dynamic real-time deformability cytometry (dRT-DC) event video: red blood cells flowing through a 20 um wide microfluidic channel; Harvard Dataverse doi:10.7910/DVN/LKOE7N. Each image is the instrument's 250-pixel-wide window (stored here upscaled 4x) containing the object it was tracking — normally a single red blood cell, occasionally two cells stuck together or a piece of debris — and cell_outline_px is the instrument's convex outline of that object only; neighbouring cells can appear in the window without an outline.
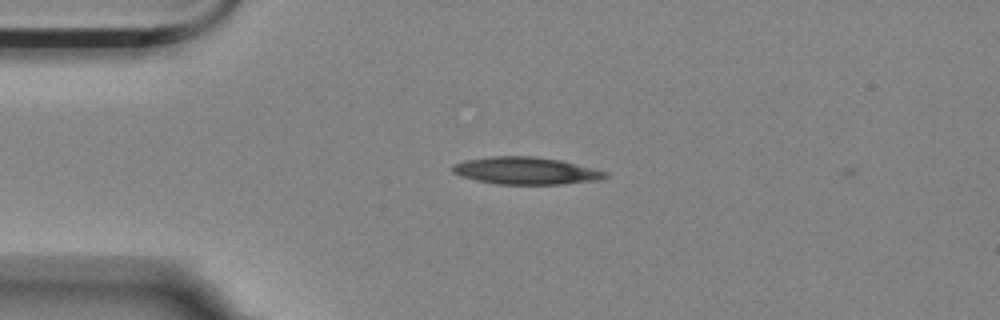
{"species": "Egyptian fruit bat (a non-hibernating species)", "species_latin": "Rousettus aegyptiacus", "temperature_condition": "room temperature", "stored_images_in_passage": 47, "camera_frame_rate_fps": 3000, "um_per_image_px": 0.085, "animal": {"sex": "female"}, "frame": {"image": 1, "passage_image": 4, "time_ms": 1.0, "image_size_px": [1000, 320], "cell_outline_px": [[608, 176], [596, 180], [564, 184], [496, 184], [476, 180], [460, 176], [452, 172], [452, 164], [468, 160], [492, 156], [536, 156], [560, 160], [608, 172]], "centroid_in_image_um": [44.67, 14.51], "position_along_channel_um": 40.3, "area_um2": 24.16}}
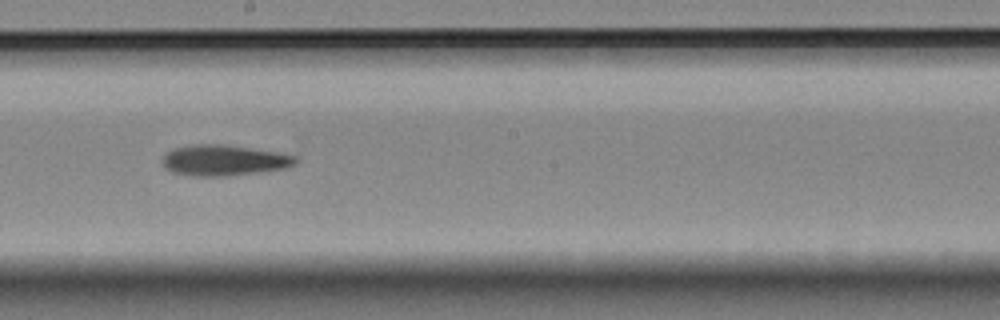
{"frame": {"image": 2, "passage_image": 22, "time_ms": 7.0, "image_size_px": [1000, 320], "cell_outline_px": [[300, 160], [296, 164], [288, 168], [224, 176], [196, 176], [172, 172], [164, 168], [164, 156], [172, 148], [192, 144], [224, 144], [276, 152], [296, 156]], "centroid_in_image_um": [19.06, 13.62], "position_along_channel_um": 229.1, "area_um2": 23.81}}
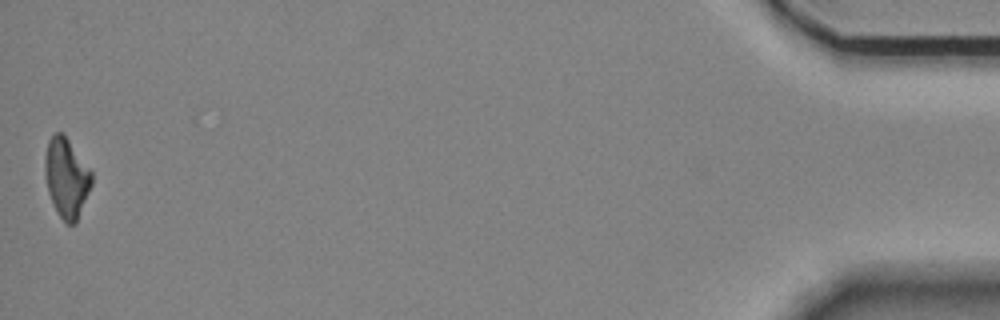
{"frame": {"image": 3, "passage_image": 47, "time_ms": 15.333, "image_size_px": [1000, 320], "cell_outline_px": [[92, 184], [76, 224], [64, 224], [48, 192], [44, 172], [44, 160], [48, 140], [56, 132], [64, 132], [92, 168]], "centroid_in_image_um": [5.68, 15.06], "position_along_channel_um": 429.5, "area_um2": 22.14}, "authors_computed_cell_mechanics": {"area_um2": 23.1778, "velocity_mm_per_s": 3.531, "shape_relaxation_time_tau1_ms": 7.7511, "shape_relaxation_time_tau2_ms": null, "deformation_change_tau1": 0.1949, "deformation_change_tau2": null}}